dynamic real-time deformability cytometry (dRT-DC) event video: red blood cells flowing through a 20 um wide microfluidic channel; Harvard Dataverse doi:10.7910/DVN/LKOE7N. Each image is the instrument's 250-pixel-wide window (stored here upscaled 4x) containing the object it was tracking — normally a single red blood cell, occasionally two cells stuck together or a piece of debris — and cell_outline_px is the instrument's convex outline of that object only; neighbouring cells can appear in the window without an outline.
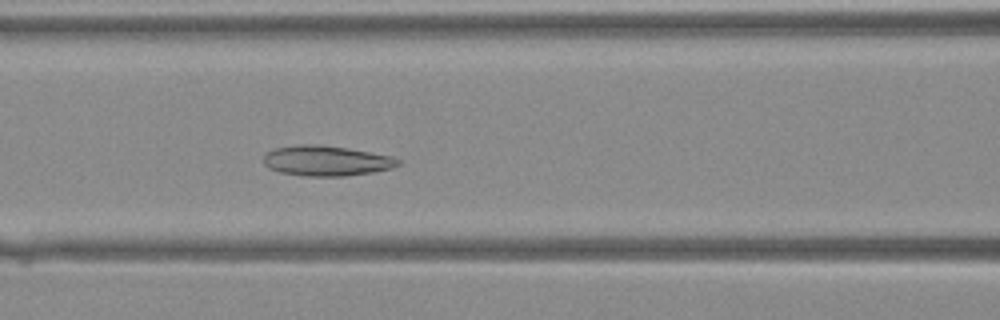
{"species": "Egyptian fruit bat (a non-hibernating species)", "species_latin": "Rousettus aegyptiacus", "temperature_condition": "warm", "stored_images_in_passage": 30, "camera_frame_rate_fps": 3000, "um_per_image_px": 0.085, "animal": {"sex": "female"}, "frame": {"image": 1, "passage_image": 9, "time_ms": 2.667, "image_size_px": [1000, 320], "cell_outline_px": [[400, 164], [392, 168], [372, 172], [344, 176], [308, 176], [280, 172], [268, 168], [264, 164], [264, 152], [276, 148], [300, 144], [312, 144], [348, 148], [388, 156], [400, 160]], "centroid_in_image_um": [27.69, 13.67], "position_along_channel_um": 138.9, "area_um2": 23.47}}
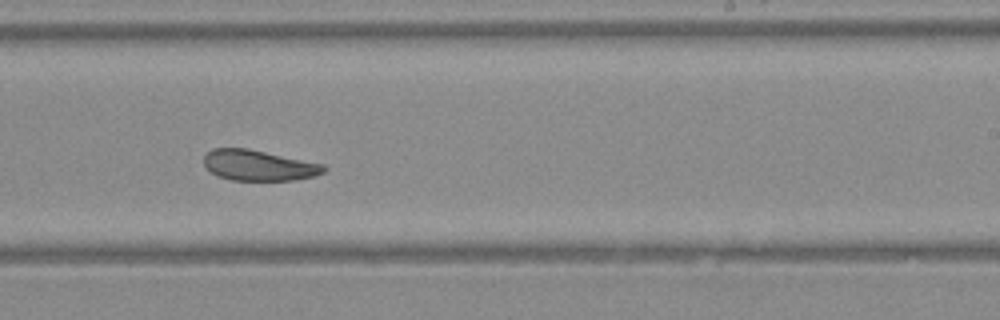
{"frame": {"image": 2, "passage_image": 17, "time_ms": 5.333, "image_size_px": [1000, 320], "cell_outline_px": [[328, 168], [324, 172], [312, 176], [292, 180], [232, 180], [220, 176], [212, 172], [204, 164], [204, 156], [212, 148], [248, 148], [324, 164]], "centroid_in_image_um": [22.0, 14.04], "position_along_channel_um": 267.0, "area_um2": 21.21}}
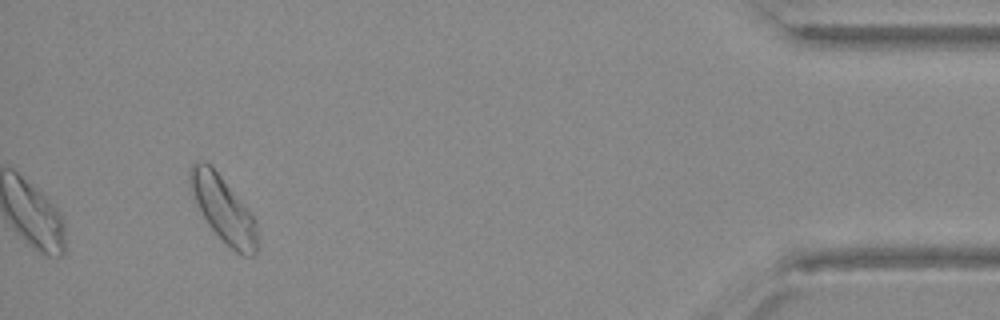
{"frame": {"image": 3, "passage_image": 30, "time_ms": 9.667, "image_size_px": [1000, 320], "cell_outline_px": [[260, 244], [256, 256], [244, 256], [236, 252], [208, 224], [192, 196], [188, 180], [188, 172], [192, 164], [196, 160], [204, 160], [220, 176], [256, 220]], "centroid_in_image_um": [18.99, 17.8], "position_along_channel_um": 416.2, "area_um2": 25.55}}